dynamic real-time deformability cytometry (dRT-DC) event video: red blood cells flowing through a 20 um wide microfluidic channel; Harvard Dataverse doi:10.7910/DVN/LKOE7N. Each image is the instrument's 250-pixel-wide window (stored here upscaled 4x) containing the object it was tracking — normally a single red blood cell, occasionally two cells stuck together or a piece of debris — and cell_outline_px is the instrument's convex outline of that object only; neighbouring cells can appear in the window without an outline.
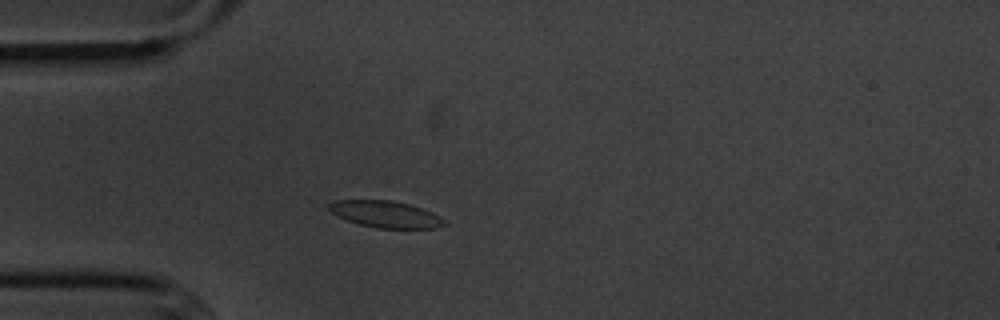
{"species": "common noctule bat (a hibernating species)", "species_latin": "Nyctalus noctula", "temperature_condition": "cold", "stored_images_in_passage": 45, "camera_frame_rate_fps": 3000, "um_per_image_px": 0.085, "animal": {"sex": "male", "body_mass_g": 20.1, "forearm_length_mm": 53.5}, "frame": {"image": 1, "passage_image": 5, "time_ms": 1.333, "image_size_px": [1000, 320], "cell_outline_px": [[448, 224], [436, 228], [376, 228], [360, 224], [348, 220], [332, 212], [328, 208], [328, 204], [336, 200], [392, 200], [412, 204], [432, 212], [448, 220]], "centroid_in_image_um": [32.86, 18.2], "position_along_channel_um": 52.1, "area_um2": 18.03}}
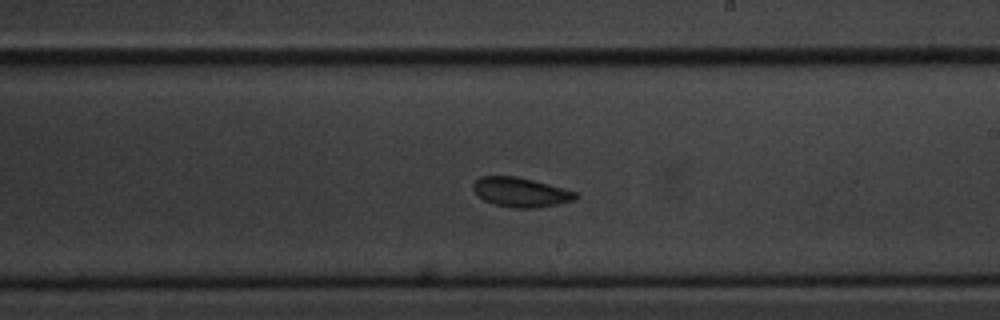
{"frame": {"image": 2, "passage_image": 22, "time_ms": 7.0, "image_size_px": [1000, 320], "cell_outline_px": [[576, 196], [572, 200], [556, 204], [536, 208], [516, 208], [492, 204], [484, 200], [472, 188], [472, 184], [480, 176], [516, 176], [564, 188], [576, 192]], "centroid_in_image_um": [44.21, 16.33], "position_along_channel_um": 244.8, "area_um2": 17.34}}
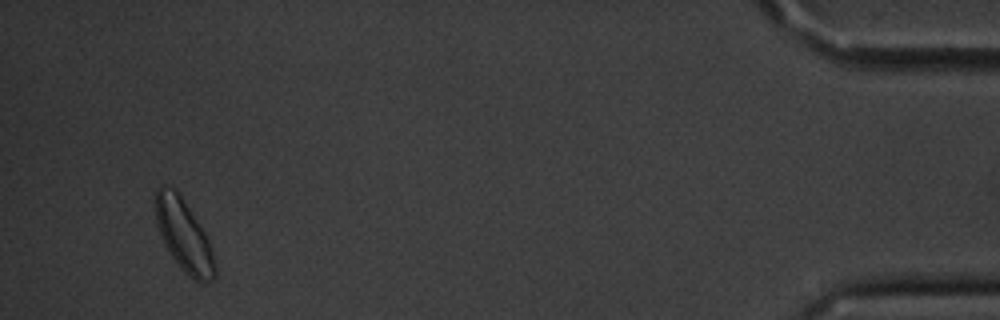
{"frame": {"image": 3, "passage_image": 43, "time_ms": 14.0, "image_size_px": [1000, 320], "cell_outline_px": [[216, 276], [212, 280], [196, 280], [180, 268], [164, 244], [160, 236], [156, 224], [152, 200], [156, 188], [160, 184], [164, 184], [176, 188], [200, 224], [212, 248], [216, 264]], "centroid_in_image_um": [15.56, 19.9], "position_along_channel_um": 419.6, "area_um2": 25.37}, "authors_computed_cell_mechanics": {"area_um2": 18.1492, "velocity_mm_per_s": 3.5487, "shape_relaxation_time_tau1_ms": 4.4893, "shape_relaxation_time_tau2_ms": 9.6678, "deformation_change_tau1": 0.0735, "deformation_change_tau2": 0.0946}}